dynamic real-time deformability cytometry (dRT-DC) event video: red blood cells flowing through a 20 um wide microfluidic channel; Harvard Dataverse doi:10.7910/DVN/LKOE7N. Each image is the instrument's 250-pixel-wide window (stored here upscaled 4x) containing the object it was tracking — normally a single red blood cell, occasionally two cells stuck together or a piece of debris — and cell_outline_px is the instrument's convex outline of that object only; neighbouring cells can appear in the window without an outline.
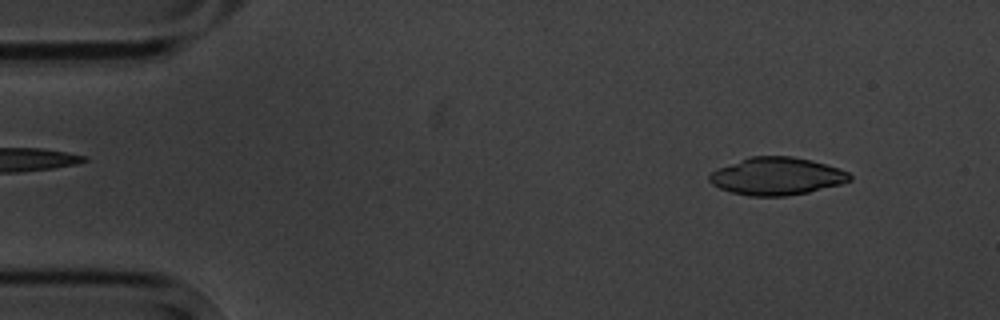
{"species": "common noctule bat (a hibernating species)", "species_latin": "Nyctalus noctula", "temperature_condition": "cold", "stored_images_in_passage": 5, "camera_frame_rate_fps": 3000, "um_per_image_px": 0.085, "animal": {"sex": "male", "body_mass_g": 20.1, "forearm_length_mm": 53.5}, "frame": {"image": 1, "passage_image": 1, "time_ms": 0.0, "image_size_px": [1000, 320], "cell_outline_px": [[852, 180], [840, 184], [808, 192], [788, 196], [748, 196], [732, 192], [720, 188], [712, 184], [708, 180], [708, 176], [712, 172], [720, 168], [752, 156], [792, 156], [812, 160], [840, 168], [848, 172], [852, 176]], "centroid_in_image_um": [66.06, 14.98], "position_along_channel_um": 18.9, "area_um2": 30.58}}